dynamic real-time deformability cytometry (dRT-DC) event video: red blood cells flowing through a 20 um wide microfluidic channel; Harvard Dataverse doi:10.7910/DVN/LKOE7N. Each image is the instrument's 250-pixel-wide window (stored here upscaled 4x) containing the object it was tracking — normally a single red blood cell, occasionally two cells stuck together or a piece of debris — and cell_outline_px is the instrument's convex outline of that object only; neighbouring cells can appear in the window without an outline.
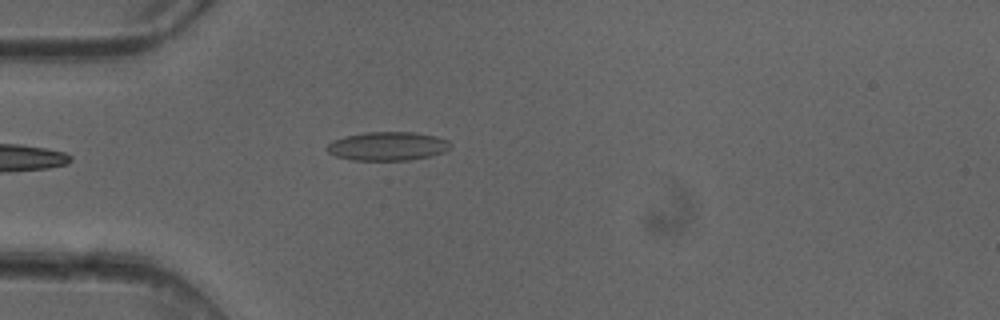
{"species": "common noctule bat (a hibernating species)", "species_latin": "Nyctalus noctula", "temperature_condition": "cold", "stored_images_in_passage": 3, "camera_frame_rate_fps": 3000, "um_per_image_px": 0.085, "animal": {"sex": "female"}, "frame": {"image": 1, "passage_image": 3, "time_ms": 0.667, "image_size_px": [1000, 320], "cell_outline_px": [[452, 144], [444, 152], [432, 156], [408, 160], [352, 160], [336, 156], [328, 152], [324, 148], [332, 140], [344, 136], [364, 132], [412, 132], [436, 136], [448, 140]], "centroid_in_image_um": [32.92, 12.42], "position_along_channel_um": 52.1, "area_um2": 20.81}}